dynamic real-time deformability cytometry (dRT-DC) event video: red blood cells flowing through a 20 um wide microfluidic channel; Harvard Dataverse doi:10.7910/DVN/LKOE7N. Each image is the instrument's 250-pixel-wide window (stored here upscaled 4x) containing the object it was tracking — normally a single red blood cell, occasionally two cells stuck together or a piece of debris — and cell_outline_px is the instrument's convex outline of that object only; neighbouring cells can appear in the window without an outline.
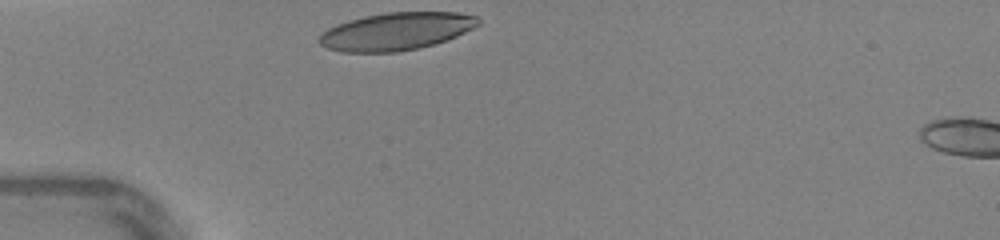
{"species": "human", "species_latin": "Homo sapiens", "temperature_condition": "warm", "stored_images_in_passage": 25, "camera_frame_rate_fps": 3000, "um_per_image_px": 0.085, "donor": {"sex": "female"}, "frame": {"image": 1, "passage_image": 1, "time_ms": 0.0, "image_size_px": [1000, 240], "cell_outline_px": [[480, 24], [448, 40], [436, 44], [420, 48], [396, 52], [340, 52], [328, 48], [320, 44], [316, 40], [328, 28], [336, 24], [348, 20], [364, 16], [384, 12], [456, 12], [476, 16], [480, 20]], "centroid_in_image_um": [33.67, 2.66], "position_along_channel_um": 51.3, "area_um2": 35.03}}
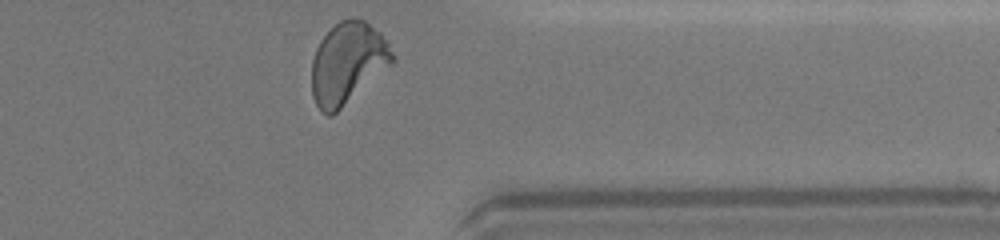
{"frame": {"image": 2, "passage_image": 25, "time_ms": 8.0, "image_size_px": [1000, 240], "cell_outline_px": [[396, 60], [392, 64], [332, 116], [328, 116], [320, 112], [312, 96], [312, 60], [316, 48], [320, 40], [340, 20], [352, 16], [364, 20], [380, 32], [388, 40]], "centroid_in_image_um": [29.56, 5.36], "position_along_channel_um": 381.8, "area_um2": 38.49}, "authors_computed_cell_mechanics": {"area_um2": 36.8186, "velocity_mm_per_s": 4.3859, "shape_relaxation_time_tau1_ms": 2.7672, "shape_relaxation_time_tau2_ms": null, "deformation_change_tau1": 0.1811, "deformation_change_tau2": null}}